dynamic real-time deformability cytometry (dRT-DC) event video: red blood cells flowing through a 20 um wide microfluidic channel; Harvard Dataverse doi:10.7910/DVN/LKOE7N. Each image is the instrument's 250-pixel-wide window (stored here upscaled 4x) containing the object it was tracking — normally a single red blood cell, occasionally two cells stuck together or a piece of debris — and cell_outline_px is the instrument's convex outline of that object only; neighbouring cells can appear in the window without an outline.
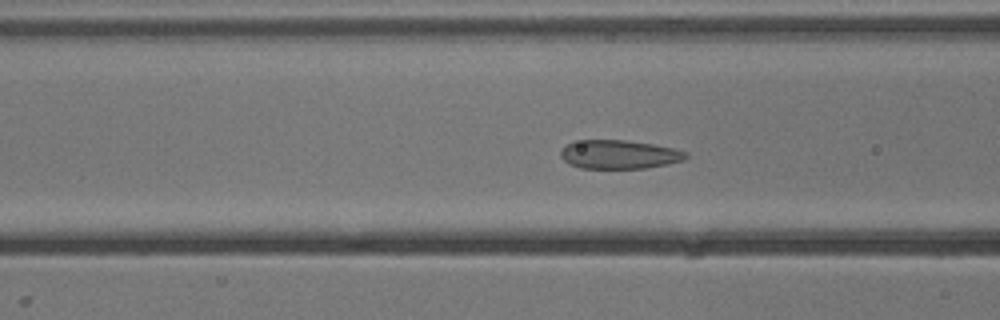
{"species": "common noctule bat (a hibernating species)", "species_latin": "Nyctalus noctula", "temperature_condition": "cold", "stored_images_in_passage": 51, "camera_frame_rate_fps": 3000, "um_per_image_px": 0.085, "animal": {"sex": "male", "body_mass_g": 13.3}, "frame": {"image": 1, "passage_image": 17, "time_ms": 5.333, "image_size_px": [1000, 320], "cell_outline_px": [[688, 156], [684, 160], [668, 164], [644, 168], [580, 168], [568, 164], [560, 156], [560, 148], [572, 140], [628, 140], [652, 144], [672, 148], [688, 152]], "centroid_in_image_um": [52.58, 13.12], "position_along_channel_um": 114.0, "area_um2": 21.21}}
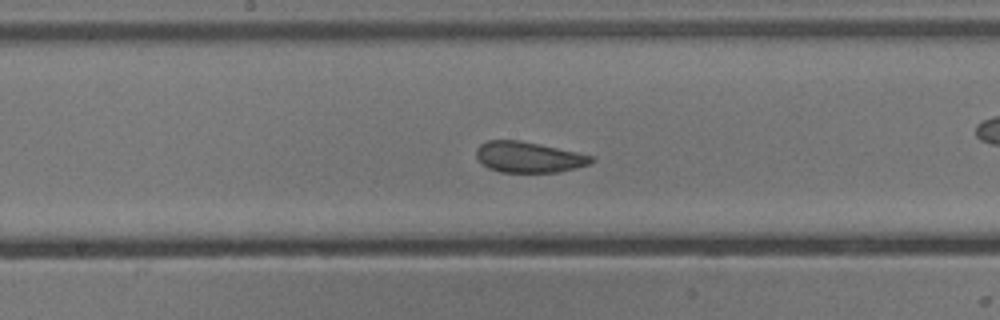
{"frame": {"image": 2, "passage_image": 24, "time_ms": 7.667, "image_size_px": [1000, 320], "cell_outline_px": [[596, 160], [592, 164], [576, 168], [556, 172], [500, 172], [488, 168], [476, 156], [476, 148], [480, 144], [488, 140], [520, 140], [540, 144], [576, 152], [592, 156]], "centroid_in_image_um": [44.95, 13.35], "position_along_channel_um": 203.3, "area_um2": 20.63}}
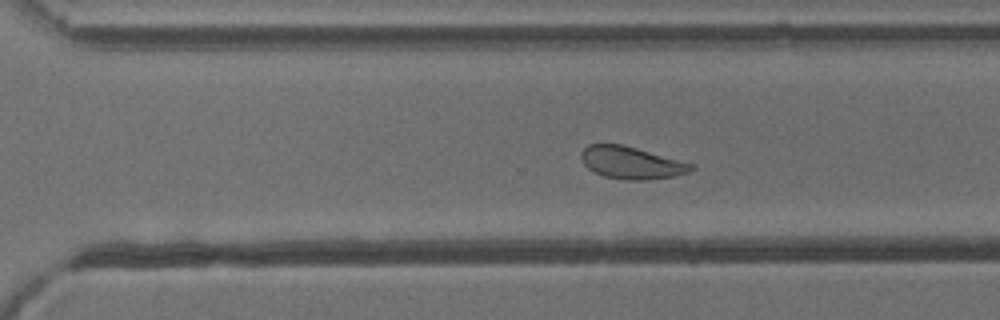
{"frame": {"image": 3, "passage_image": 33, "time_ms": 10.667, "image_size_px": [1000, 320], "cell_outline_px": [[696, 168], [688, 172], [676, 176], [648, 180], [624, 180], [604, 176], [588, 168], [584, 164], [580, 156], [580, 152], [588, 144], [620, 144], [636, 148], [692, 164]], "centroid_in_image_um": [53.64, 13.84], "position_along_channel_um": 317.0, "area_um2": 20.52}, "authors_computed_cell_mechanics": {"area_um2": 22.6576, "velocity_mm_per_s": 3.8121, "shape_relaxation_time_tau1_ms": 3.8861, "shape_relaxation_time_tau2_ms": 1.6905, "deformation_change_tau1": 0.0839, "deformation_change_tau2": 0.0731}}